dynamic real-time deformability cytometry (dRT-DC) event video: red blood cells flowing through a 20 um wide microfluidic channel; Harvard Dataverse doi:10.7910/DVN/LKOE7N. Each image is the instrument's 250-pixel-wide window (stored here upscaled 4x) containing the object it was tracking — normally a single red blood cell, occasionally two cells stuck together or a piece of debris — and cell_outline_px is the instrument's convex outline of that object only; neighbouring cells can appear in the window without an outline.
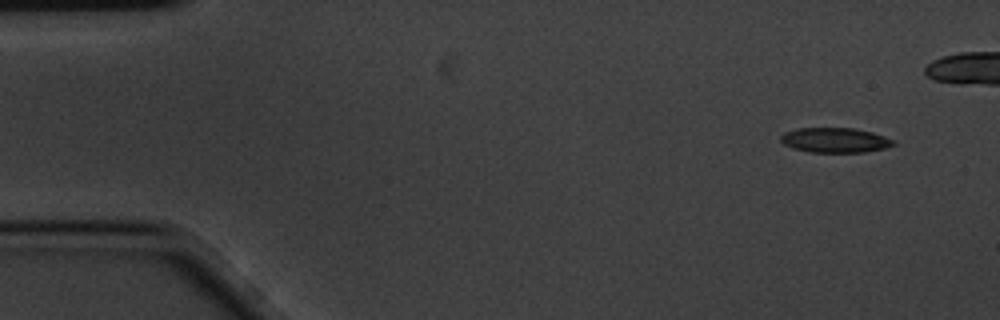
{"species": "common noctule bat (a hibernating species)", "species_latin": "Nyctalus noctula", "temperature_condition": "cold", "stored_images_in_passage": 10, "camera_frame_rate_fps": 3000, "um_per_image_px": 0.085, "animal": {"sex": "male", "body_mass_g": 20.1, "forearm_length_mm": 53.5}, "frame": {"image": 1, "passage_image": 1, "time_ms": 0.0, "image_size_px": [1000, 320], "cell_outline_px": [[896, 144], [884, 148], [864, 152], [808, 152], [792, 148], [784, 144], [780, 140], [780, 136], [784, 132], [796, 128], [856, 128], [872, 132], [896, 140]], "centroid_in_image_um": [70.97, 11.91], "position_along_channel_um": 14.0, "area_um2": 16.47}}
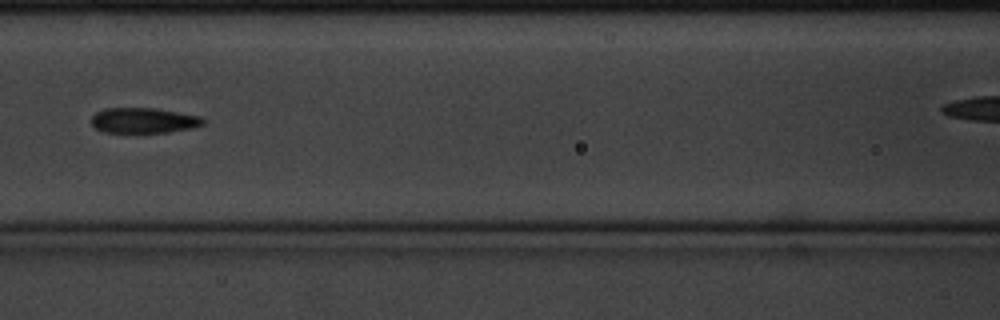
{"frame": {"image": 2, "passage_image": 7, "time_ms": 2.0, "image_size_px": [1000, 320], "cell_outline_px": [[204, 124], [196, 128], [168, 132], [104, 132], [96, 128], [92, 124], [92, 116], [96, 112], [104, 108], [156, 108], [200, 116], [204, 120]], "centroid_in_image_um": [12.24, 10.23], "position_along_channel_um": 154.4, "area_um2": 16.53}}
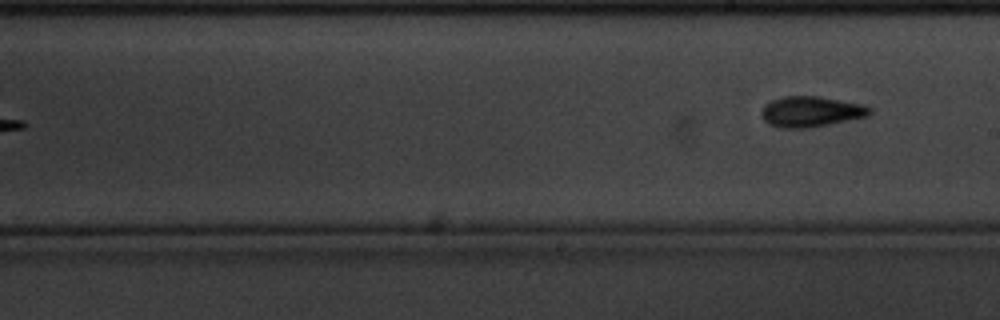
{"frame": {"image": 3, "passage_image": 10, "time_ms": 3.0, "image_size_px": [1000, 320], "cell_outline_px": [[872, 112], [868, 116], [808, 128], [784, 128], [768, 124], [764, 120], [760, 112], [764, 104], [772, 100], [784, 96], [820, 96], [864, 104], [872, 108]], "centroid_in_image_um": [68.93, 9.48], "position_along_channel_um": 220.1, "area_um2": 19.42}}